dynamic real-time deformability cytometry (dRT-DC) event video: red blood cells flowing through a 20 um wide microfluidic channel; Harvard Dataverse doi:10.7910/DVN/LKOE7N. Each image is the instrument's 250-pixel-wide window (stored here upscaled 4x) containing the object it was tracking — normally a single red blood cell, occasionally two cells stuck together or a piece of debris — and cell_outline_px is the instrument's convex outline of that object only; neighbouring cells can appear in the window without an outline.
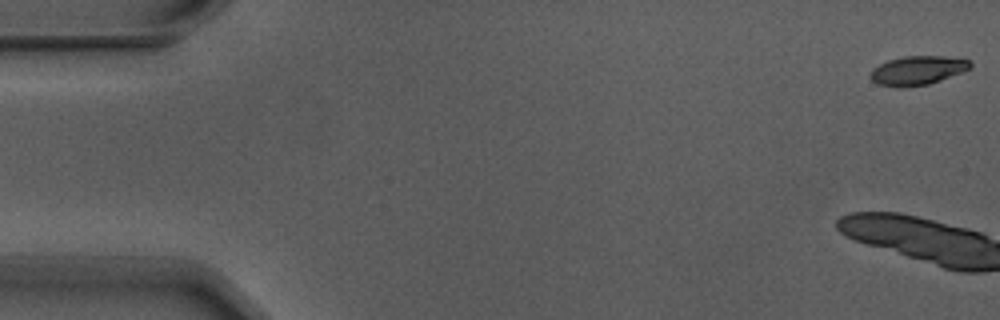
{"species": "Egyptian fruit bat (a non-hibernating species)", "species_latin": "Rousettus aegyptiacus", "temperature_condition": "warm", "stored_images_in_passage": 7, "camera_frame_rate_fps": 3000, "um_per_image_px": 0.085, "animal": {"sex": "male"}, "frame": {"image": 1, "passage_image": 1, "time_ms": 0.0, "image_size_px": [1000, 320], "cell_outline_px": [[972, 64], [968, 68], [960, 72], [928, 84], [900, 88], [880, 84], [872, 80], [868, 76], [872, 68], [888, 60], [904, 56], [944, 56], [968, 60]], "centroid_in_image_um": [77.92, 5.98], "position_along_channel_um": 7.1, "area_um2": 16.59}}